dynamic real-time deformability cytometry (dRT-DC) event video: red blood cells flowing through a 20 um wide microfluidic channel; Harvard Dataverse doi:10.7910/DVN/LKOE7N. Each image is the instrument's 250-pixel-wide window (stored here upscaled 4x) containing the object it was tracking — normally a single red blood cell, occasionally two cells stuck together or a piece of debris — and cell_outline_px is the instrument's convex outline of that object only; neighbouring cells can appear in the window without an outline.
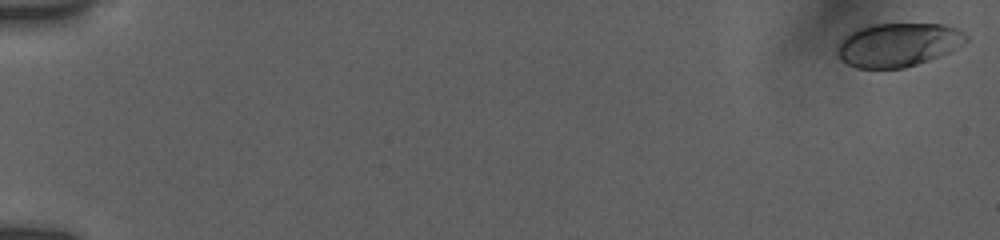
{"species": "human", "species_latin": "Homo sapiens", "temperature_condition": "room temperature", "stored_images_in_passage": 10, "camera_frame_rate_fps": 3000, "um_per_image_px": 0.085, "donor": {"sex": "female"}, "frame": {"image": 1, "passage_image": 1, "time_ms": 0.0, "image_size_px": [1000, 240], "cell_outline_px": [[968, 40], [948, 52], [928, 60], [904, 68], [856, 68], [840, 60], [840, 40], [848, 32], [872, 24], [944, 24], [956, 28], [964, 32], [968, 36]], "centroid_in_image_um": [76.34, 3.79], "position_along_channel_um": 8.7, "area_um2": 32.43}}